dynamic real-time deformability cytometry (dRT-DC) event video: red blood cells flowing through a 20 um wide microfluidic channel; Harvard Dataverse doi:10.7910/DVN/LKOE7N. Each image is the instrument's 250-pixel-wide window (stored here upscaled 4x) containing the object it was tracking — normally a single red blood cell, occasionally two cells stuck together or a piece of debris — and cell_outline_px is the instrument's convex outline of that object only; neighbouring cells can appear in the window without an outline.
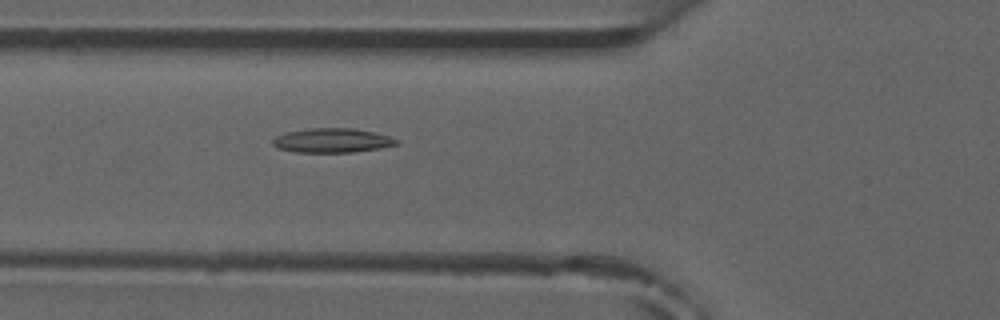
{"species": "common noctule bat (a hibernating species)", "species_latin": "Nyctalus noctula", "temperature_condition": "room temperature", "stored_images_in_passage": 2, "camera_frame_rate_fps": 3000, "um_per_image_px": 0.085, "animal": {"sex": "male", "forearm_length_mm": 52.5}, "frame": {"image": 1, "passage_image": 2, "time_ms": 1.0, "image_size_px": [1000, 320], "cell_outline_px": [[400, 140], [396, 144], [380, 148], [352, 152], [296, 152], [280, 148], [272, 144], [272, 140], [276, 136], [284, 132], [312, 128], [352, 128], [372, 132], [388, 136]], "centroid_in_image_um": [28.21, 11.93], "position_along_channel_um": 97.6, "area_um2": 17.34}}